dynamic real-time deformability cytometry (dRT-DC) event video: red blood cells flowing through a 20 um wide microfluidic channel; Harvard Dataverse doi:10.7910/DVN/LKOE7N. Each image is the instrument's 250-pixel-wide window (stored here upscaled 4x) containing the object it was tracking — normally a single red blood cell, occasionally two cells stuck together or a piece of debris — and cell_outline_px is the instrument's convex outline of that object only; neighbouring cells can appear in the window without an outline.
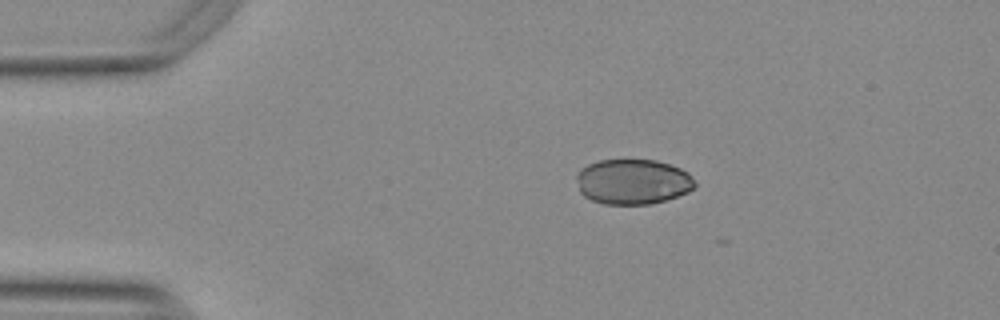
{"species": "Egyptian fruit bat (a non-hibernating species)", "species_latin": "Rousettus aegyptiacus", "temperature_condition": "warm", "stored_images_in_passage": 9, "camera_frame_rate_fps": 3000, "um_per_image_px": 0.085, "animal": {"sex": "female"}, "frame": {"image": 1, "passage_image": 1, "time_ms": 0.0, "image_size_px": [1000, 320], "cell_outline_px": [[696, 184], [688, 192], [664, 200], [648, 204], [604, 204], [592, 200], [584, 196], [580, 192], [576, 176], [580, 168], [588, 164], [600, 160], [656, 160], [680, 168], [688, 172]], "centroid_in_image_um": [53.76, 15.44], "position_along_channel_um": 31.2, "area_um2": 31.04}}
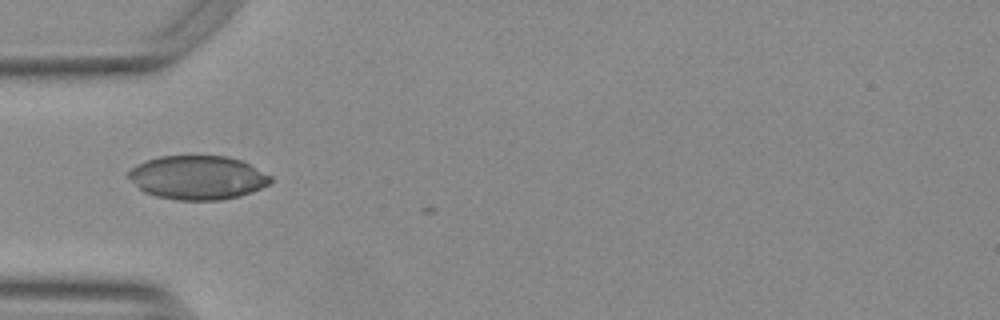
{"frame": {"image": 2, "passage_image": 8, "time_ms": 2.333, "image_size_px": [1000, 320], "cell_outline_px": [[272, 180], [268, 184], [260, 188], [240, 196], [220, 200], [176, 200], [156, 196], [144, 192], [124, 176], [136, 164], [160, 156], [228, 156], [240, 160], [272, 176]], "centroid_in_image_um": [16.75, 15.09], "position_along_channel_um": 68.2, "area_um2": 36.3}}